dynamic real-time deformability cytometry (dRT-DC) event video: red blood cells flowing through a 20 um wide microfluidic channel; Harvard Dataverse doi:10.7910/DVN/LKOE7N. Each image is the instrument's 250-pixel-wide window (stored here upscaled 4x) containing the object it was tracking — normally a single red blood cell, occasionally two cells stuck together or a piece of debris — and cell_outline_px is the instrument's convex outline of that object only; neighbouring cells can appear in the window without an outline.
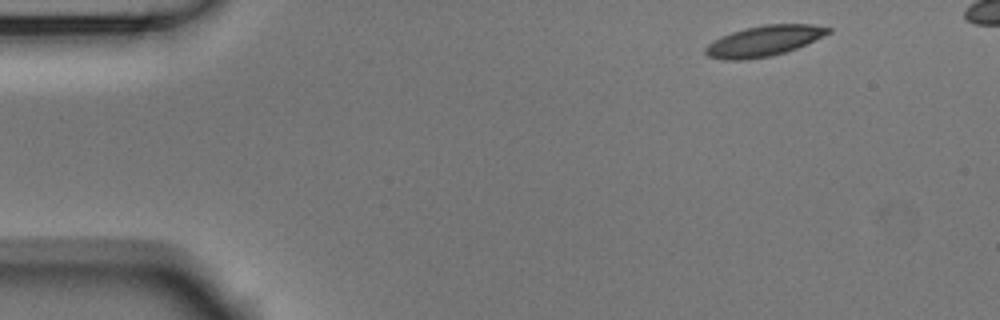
{"species": "Egyptian fruit bat (a non-hibernating species)", "species_latin": "Rousettus aegyptiacus", "temperature_condition": "room temperature", "stored_images_in_passage": 6, "camera_frame_rate_fps": 3000, "um_per_image_px": 0.085, "animal": {"sex": "male"}, "frame": {"image": 1, "passage_image": 1, "time_ms": 0.0, "image_size_px": [1000, 320], "cell_outline_px": [[832, 32], [796, 48], [784, 52], [768, 56], [744, 60], [724, 60], [708, 56], [704, 52], [704, 48], [708, 44], [732, 32], [744, 28], [764, 24], [812, 24], [832, 28]], "centroid_in_image_um": [64.94, 3.47], "position_along_channel_um": 20.1, "area_um2": 21.62}}
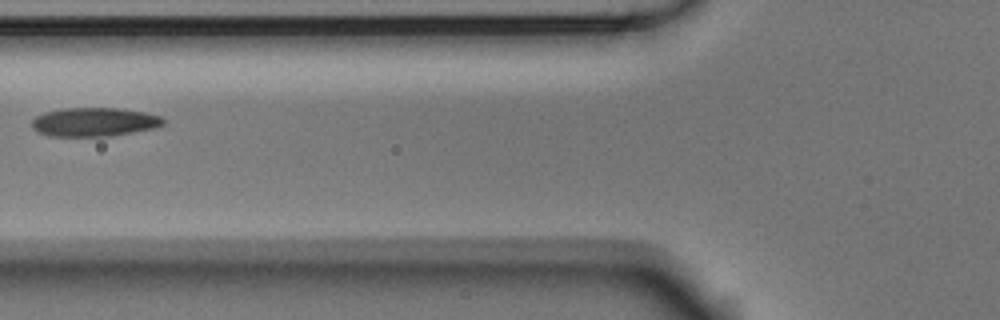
{"frame": {"image": 2, "passage_image": 5, "time_ms": 1.333, "image_size_px": [1000, 320], "cell_outline_px": [[164, 124], [156, 128], [112, 136], [48, 136], [36, 132], [32, 128], [32, 120], [36, 116], [44, 112], [64, 108], [116, 108], [144, 112], [160, 116], [164, 120]], "centroid_in_image_um": [7.99, 10.38], "position_along_channel_um": 117.8, "area_um2": 22.2}}
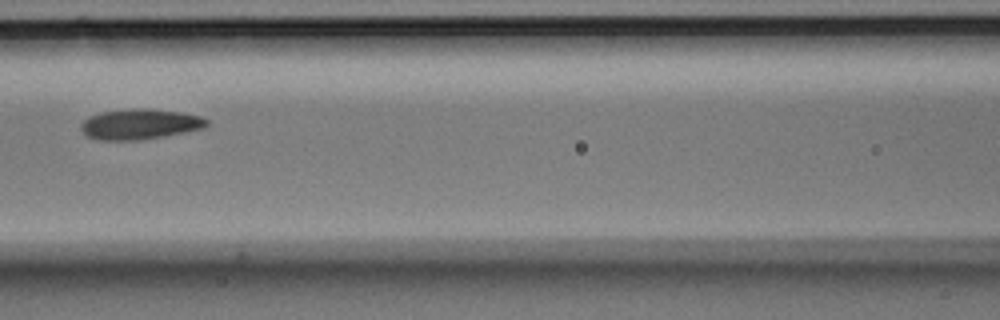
{"frame": {"image": 3, "passage_image": 6, "time_ms": 1.667, "image_size_px": [1000, 320], "cell_outline_px": [[208, 124], [204, 128], [164, 136], [140, 140], [100, 140], [88, 136], [80, 128], [80, 124], [88, 116], [100, 112], [132, 108], [148, 108], [180, 112], [200, 116], [208, 120]], "centroid_in_image_um": [11.87, 10.54], "position_along_channel_um": 154.7, "area_um2": 22.31}}